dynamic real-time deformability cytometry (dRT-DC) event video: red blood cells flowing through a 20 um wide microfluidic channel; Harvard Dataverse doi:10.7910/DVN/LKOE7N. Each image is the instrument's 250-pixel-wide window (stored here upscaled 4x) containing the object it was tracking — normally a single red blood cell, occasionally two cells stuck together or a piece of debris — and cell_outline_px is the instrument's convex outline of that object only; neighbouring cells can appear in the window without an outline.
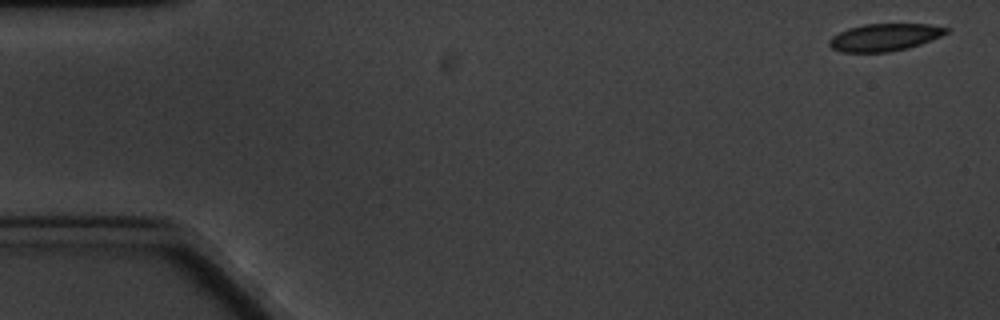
{"species": "common noctule bat (a hibernating species)", "species_latin": "Nyctalus noctula", "temperature_condition": "cold", "stored_images_in_passage": 5, "camera_frame_rate_fps": 3000, "um_per_image_px": 0.085, "animal": {"sex": "male", "body_mass_g": 20.1, "forearm_length_mm": 53.5}, "frame": {"image": 1, "passage_image": 1, "time_ms": 0.0, "image_size_px": [1000, 320], "cell_outline_px": [[948, 32], [940, 36], [920, 44], [908, 48], [888, 52], [840, 52], [832, 48], [828, 44], [828, 40], [832, 36], [848, 28], [864, 24], [928, 24], [948, 28]], "centroid_in_image_um": [75.15, 3.17], "position_along_channel_um": 9.9, "area_um2": 18.55}}
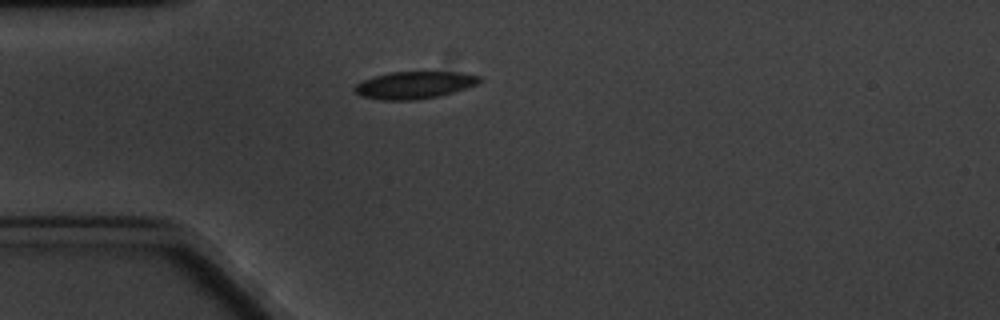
{"frame": {"image": 2, "passage_image": 5, "time_ms": 4.667, "image_size_px": [1000, 320], "cell_outline_px": [[484, 80], [468, 88], [436, 96], [416, 100], [380, 100], [360, 96], [352, 88], [356, 84], [372, 76], [388, 72], [460, 72], [480, 76]], "centroid_in_image_um": [35.2, 7.22], "position_along_channel_um": 49.8, "area_um2": 19.94}}